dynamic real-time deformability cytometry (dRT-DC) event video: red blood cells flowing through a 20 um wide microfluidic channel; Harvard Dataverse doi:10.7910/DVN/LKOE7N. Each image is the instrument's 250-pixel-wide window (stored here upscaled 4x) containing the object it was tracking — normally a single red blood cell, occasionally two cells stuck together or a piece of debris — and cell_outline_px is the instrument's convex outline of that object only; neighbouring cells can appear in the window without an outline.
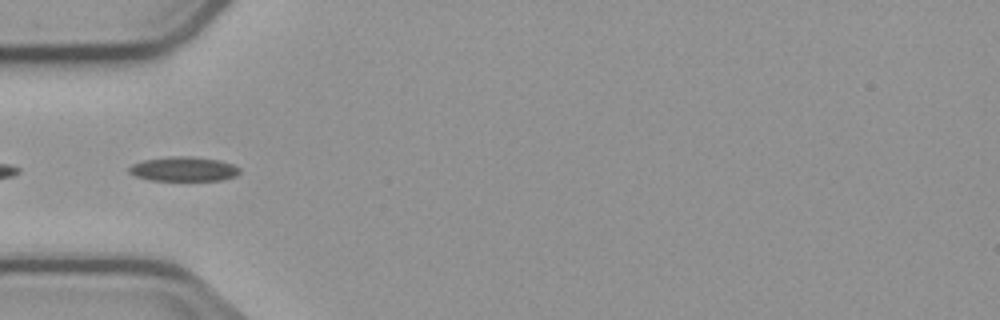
{"species": "common noctule bat (a hibernating species)", "species_latin": "Nyctalus noctula", "temperature_condition": "cold", "stored_images_in_passage": 7, "camera_frame_rate_fps": 3000, "um_per_image_px": 0.085, "animal": {"sex": "male", "body_mass_g": 23.1, "forearm_length_mm": 52.7}, "frame": {"image": 1, "passage_image": 5, "time_ms": 5.667, "image_size_px": [1000, 320], "cell_outline_px": [[240, 172], [236, 176], [220, 180], [152, 180], [136, 176], [128, 172], [128, 168], [132, 164], [144, 160], [168, 156], [192, 156], [220, 160], [232, 164], [240, 168]], "centroid_in_image_um": [15.62, 14.35], "position_along_channel_um": 69.4, "area_um2": 15.78}}
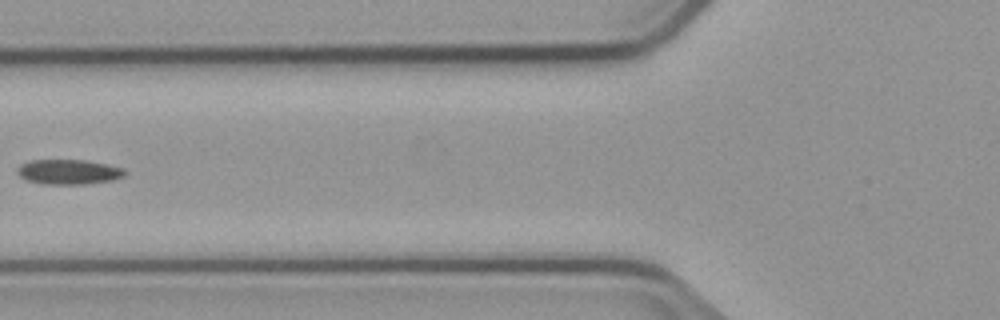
{"frame": {"image": 2, "passage_image": 6, "time_ms": 7.0, "image_size_px": [1000, 320], "cell_outline_px": [[124, 176], [112, 180], [88, 184], [44, 184], [28, 180], [20, 176], [16, 172], [16, 168], [20, 164], [32, 160], [84, 160], [124, 168]], "centroid_in_image_um": [5.8, 14.61], "position_along_channel_um": 120.0, "area_um2": 15.49}}
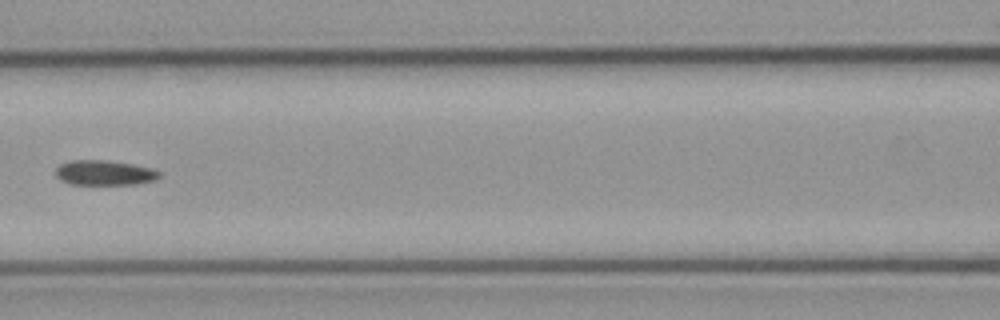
{"frame": {"image": 3, "passage_image": 7, "time_ms": 8.0, "image_size_px": [1000, 320], "cell_outline_px": [[160, 176], [156, 180], [136, 184], [68, 184], [60, 180], [56, 176], [56, 168], [60, 164], [72, 160], [104, 160], [132, 164], [152, 168], [160, 172]], "centroid_in_image_um": [8.87, 14.69], "position_along_channel_um": 157.7, "area_um2": 15.09}}